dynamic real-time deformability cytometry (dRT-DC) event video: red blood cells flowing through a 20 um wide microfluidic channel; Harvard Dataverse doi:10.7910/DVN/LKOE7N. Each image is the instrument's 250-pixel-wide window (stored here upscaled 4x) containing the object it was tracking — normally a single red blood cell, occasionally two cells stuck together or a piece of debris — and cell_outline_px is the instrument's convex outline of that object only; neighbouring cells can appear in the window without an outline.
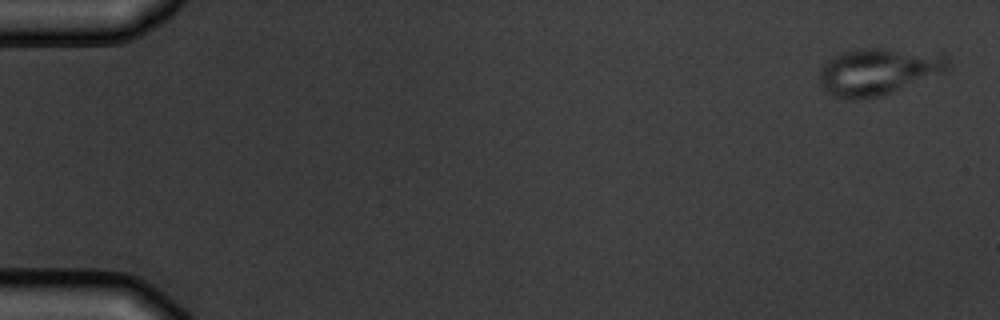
{"species": "common noctule bat (a hibernating species)", "species_latin": "Nyctalus noctula", "temperature_condition": "warm", "stored_images_in_passage": 7, "camera_frame_rate_fps": 3000, "um_per_image_px": 0.085, "animal": {"sex": "male", "body_mass_g": 19.5, "forearm_length_mm": 54.6}, "frame": {"image": 1, "passage_image": 1, "time_ms": 0.0, "image_size_px": [1000, 320], "cell_outline_px": [[948, 68], [944, 72], [884, 96], [856, 100], [852, 100], [832, 96], [820, 84], [820, 68], [828, 60], [844, 52], [864, 48], [884, 48], [940, 52], [948, 56]], "centroid_in_image_um": [74.69, 6.08], "position_along_channel_um": 10.3, "area_um2": 35.43}}